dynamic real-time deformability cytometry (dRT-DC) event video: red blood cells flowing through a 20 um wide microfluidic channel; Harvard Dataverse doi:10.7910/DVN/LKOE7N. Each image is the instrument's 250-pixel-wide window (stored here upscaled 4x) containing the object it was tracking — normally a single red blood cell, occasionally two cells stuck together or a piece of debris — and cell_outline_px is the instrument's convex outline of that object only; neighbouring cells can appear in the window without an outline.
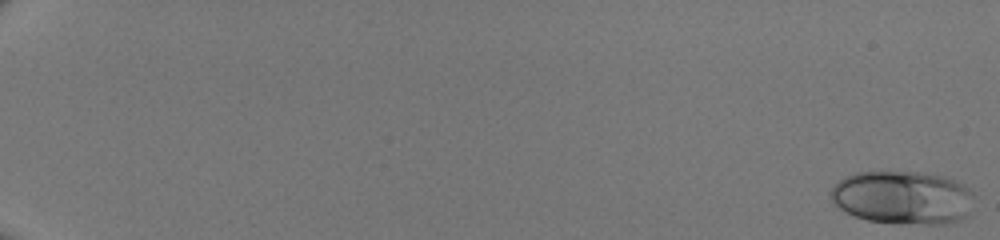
{"species": "human", "species_latin": "Homo sapiens", "temperature_condition": "room temperature", "stored_images_in_passage": 21, "camera_frame_rate_fps": 3000, "um_per_image_px": 0.085, "donor": {"sex": "male"}, "frame": {"image": 1, "passage_image": 1, "time_ms": 0.0, "image_size_px": [1000, 240], "cell_outline_px": [[972, 196], [968, 216], [960, 220], [944, 224], [900, 224], [868, 220], [856, 216], [832, 204], [828, 196], [828, 192], [844, 176], [856, 172], [916, 172], [944, 176], [956, 180], [964, 184], [972, 192]], "centroid_in_image_um": [76.71, 16.79], "position_along_channel_um": 8.3, "area_um2": 44.91}}
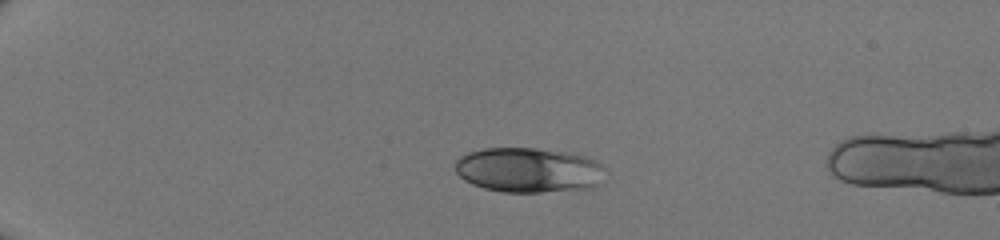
{"frame": {"image": 2, "passage_image": 15, "time_ms": 4.667, "image_size_px": [1000, 240], "cell_outline_px": [[604, 168], [596, 184], [592, 188], [540, 192], [504, 192], [484, 188], [472, 184], [464, 180], [456, 172], [456, 160], [460, 156], [468, 152], [484, 148], [536, 148], [568, 152], [584, 156], [604, 164]], "centroid_in_image_um": [44.9, 14.44], "position_along_channel_um": 40.1, "area_um2": 39.13}}